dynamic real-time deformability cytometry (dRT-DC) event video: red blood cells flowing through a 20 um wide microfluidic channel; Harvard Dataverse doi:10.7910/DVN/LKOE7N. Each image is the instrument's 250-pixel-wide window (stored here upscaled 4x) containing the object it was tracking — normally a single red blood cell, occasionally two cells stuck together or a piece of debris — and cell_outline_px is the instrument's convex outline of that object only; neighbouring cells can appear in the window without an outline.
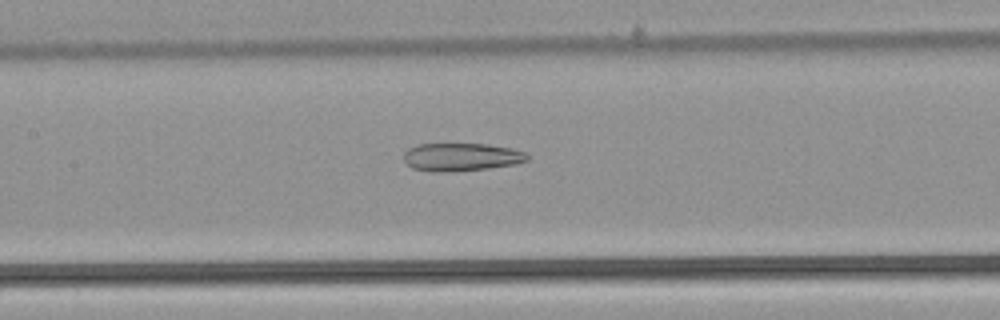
{"species": "common noctule bat (a hibernating species)", "species_latin": "Nyctalus noctula", "temperature_condition": "warm", "stored_images_in_passage": 52, "camera_frame_rate_fps": 3000, "um_per_image_px": 0.085, "animal": {"sex": "male", "body_mass_g": 21.5, "forearm_length_mm": 52.0}, "frame": {"image": 1, "passage_image": 25, "time_ms": 8.0, "image_size_px": [1000, 320], "cell_outline_px": [[528, 160], [516, 164], [488, 168], [448, 172], [436, 172], [412, 168], [404, 160], [404, 152], [408, 148], [416, 144], [488, 144], [512, 148], [524, 152], [528, 156]], "centroid_in_image_um": [39.2, 13.34], "position_along_channel_um": 168.2, "area_um2": 20.17}}
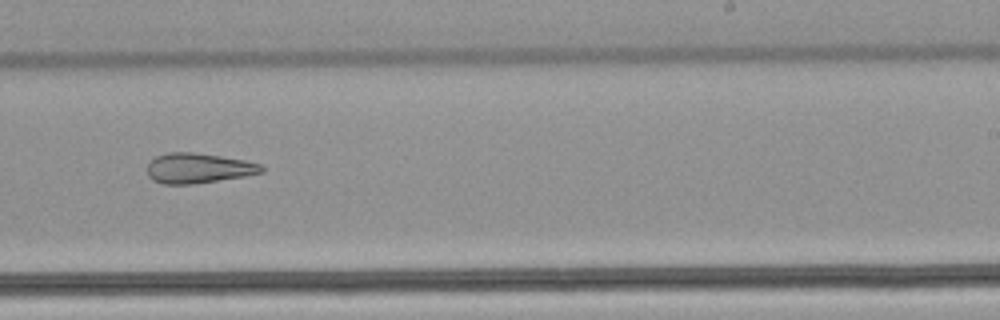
{"frame": {"image": 2, "passage_image": 33, "time_ms": 10.667, "image_size_px": [1000, 320], "cell_outline_px": [[264, 172], [244, 176], [192, 184], [164, 184], [152, 180], [148, 176], [148, 164], [156, 156], [168, 152], [192, 152], [220, 156], [244, 160], [260, 164], [264, 168]], "centroid_in_image_um": [16.84, 14.29], "position_along_channel_um": 272.2, "area_um2": 19.88}}
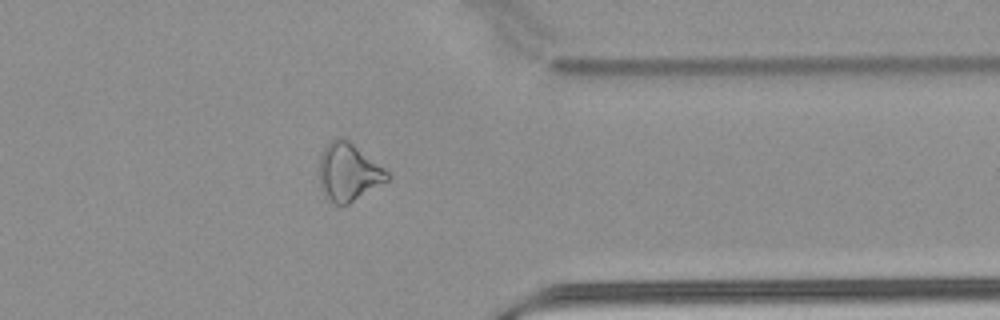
{"frame": {"image": 3, "passage_image": 42, "time_ms": 13.667, "image_size_px": [1000, 320], "cell_outline_px": [[392, 176], [388, 180], [348, 204], [336, 204], [324, 196], [320, 188], [320, 156], [324, 148], [336, 136], [344, 136], [388, 172]], "centroid_in_image_um": [29.6, 14.61], "position_along_channel_um": 381.8, "area_um2": 22.66}, "authors_computed_cell_mechanics": {"area_um2": 24.2471, "velocity_mm_per_s": 3.9112, "shape_relaxation_time_tau1_ms": null, "shape_relaxation_time_tau2_ms": 5.2896, "deformation_change_tau1": null, "deformation_change_tau2": 0.1781}}